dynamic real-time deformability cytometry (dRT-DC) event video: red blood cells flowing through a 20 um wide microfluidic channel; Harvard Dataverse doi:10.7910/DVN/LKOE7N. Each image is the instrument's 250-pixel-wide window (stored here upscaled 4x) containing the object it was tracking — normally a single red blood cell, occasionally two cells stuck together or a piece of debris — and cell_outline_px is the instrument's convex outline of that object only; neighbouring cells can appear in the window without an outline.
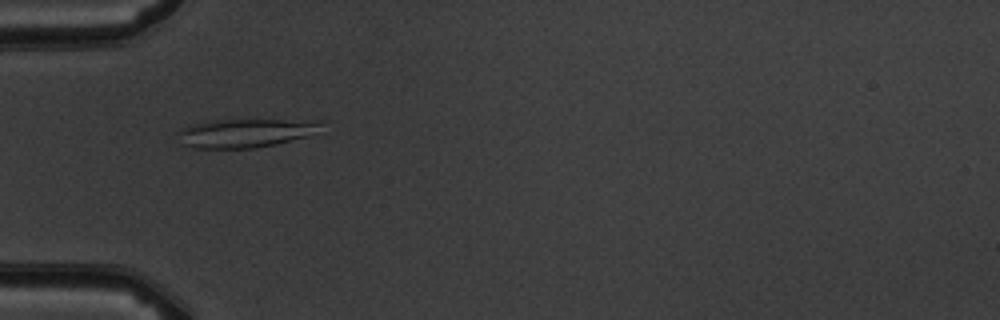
{"species": "common noctule bat (a hibernating species)", "species_latin": "Nyctalus noctula", "temperature_condition": "warm", "stored_images_in_passage": 5, "camera_frame_rate_fps": 3000, "um_per_image_px": 0.085, "animal": {"sex": "male", "body_mass_g": 19.5, "forearm_length_mm": 54.6}, "frame": {"image": 1, "passage_image": 3, "time_ms": 3.0, "image_size_px": [1000, 320], "cell_outline_px": [[320, 124], [312, 136], [276, 144], [252, 148], [196, 148], [180, 144], [176, 132], [180, 128], [208, 120], [316, 120]], "centroid_in_image_um": [20.79, 11.31], "position_along_channel_um": 64.2, "area_um2": 23.99}}
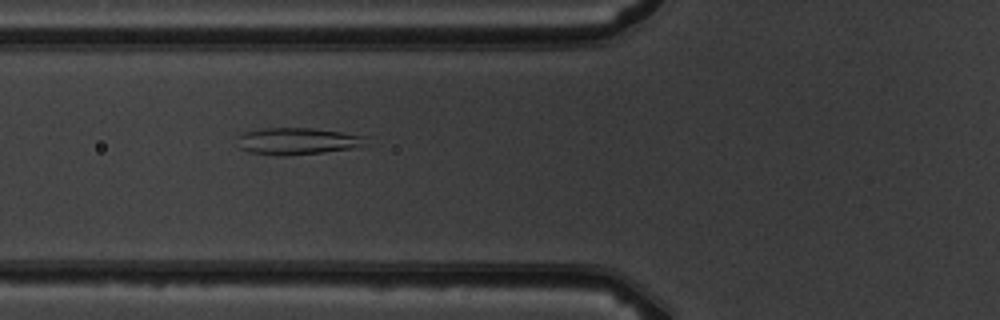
{"frame": {"image": 2, "passage_image": 4, "time_ms": 4.0, "image_size_px": [1000, 320], "cell_outline_px": [[368, 136], [360, 144], [352, 148], [324, 152], [284, 156], [276, 156], [248, 152], [240, 148], [236, 136], [244, 132], [260, 128], [312, 128]], "centroid_in_image_um": [25.17, 12.0], "position_along_channel_um": 100.6, "area_um2": 20.06}}